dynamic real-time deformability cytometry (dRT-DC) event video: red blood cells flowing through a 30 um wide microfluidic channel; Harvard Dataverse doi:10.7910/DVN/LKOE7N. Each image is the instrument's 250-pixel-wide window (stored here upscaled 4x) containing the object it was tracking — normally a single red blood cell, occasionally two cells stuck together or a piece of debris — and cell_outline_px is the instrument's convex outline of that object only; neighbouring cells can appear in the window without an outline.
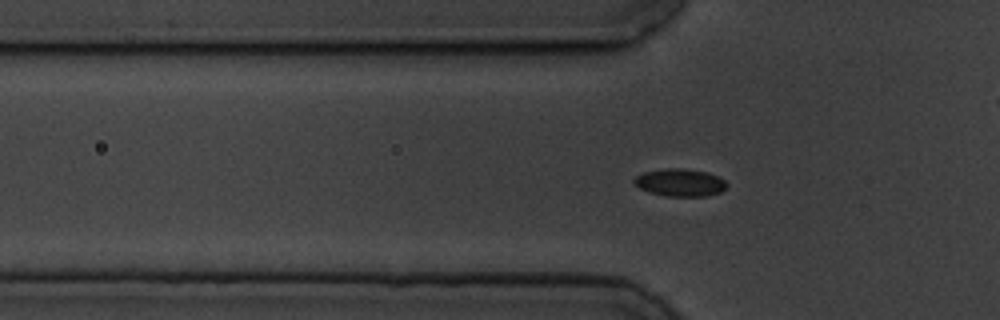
{"species": "common noctule bat (a hibernating species)", "species_latin": "Nyctalus noctula", "temperature_condition": "cold", "stored_images_in_passage": 60, "camera_frame_rate_fps": 3000, "um_per_image_px": 0.085, "animal": {"sex": "male", "body_mass_g": 19.5, "forearm_length_mm": 54.6}, "frame": {"image": 1, "passage_image": 19, "time_ms": 6.0, "image_size_px": [1000, 320], "cell_outline_px": [[728, 184], [720, 192], [708, 196], [664, 196], [648, 192], [632, 184], [632, 180], [636, 176], [644, 172], [668, 168], [680, 168], [708, 172], [724, 180]], "centroid_in_image_um": [57.76, 15.52], "position_along_channel_um": 68.0, "area_um2": 14.91}}
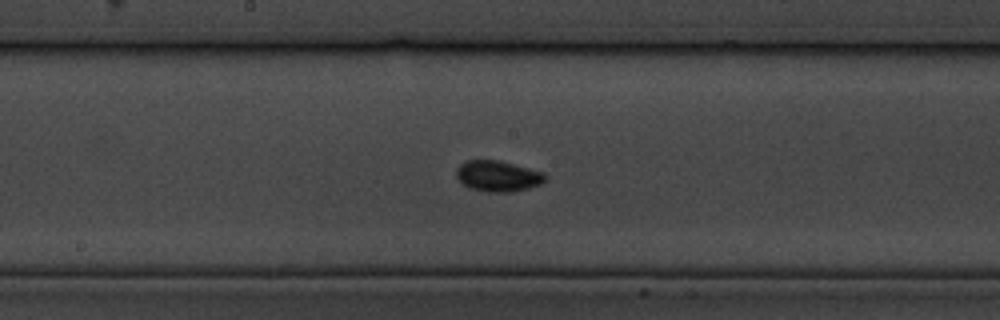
{"frame": {"image": 2, "passage_image": 31, "time_ms": 10.0, "image_size_px": [1000, 320], "cell_outline_px": [[544, 180], [540, 184], [528, 188], [512, 192], [488, 192], [468, 188], [456, 176], [456, 168], [460, 164], [468, 160], [500, 160], [544, 172]], "centroid_in_image_um": [42.3, 14.96], "position_along_channel_um": 205.9, "area_um2": 15.95}}
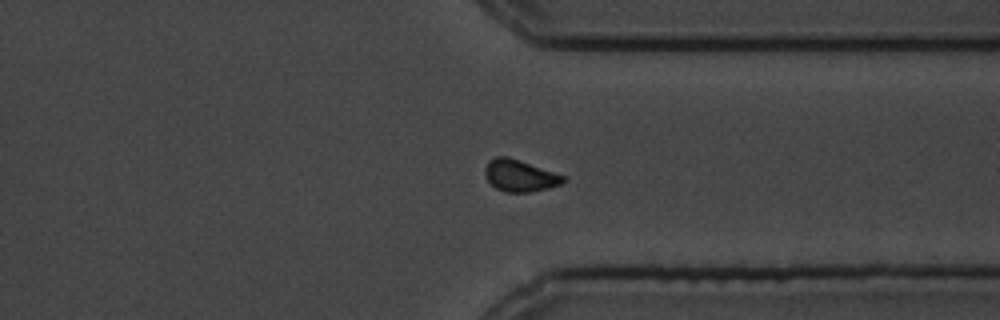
{"frame": {"image": 3, "passage_image": 45, "time_ms": 14.667, "image_size_px": [1000, 320], "cell_outline_px": [[564, 180], [560, 184], [548, 188], [528, 192], [504, 192], [496, 188], [488, 180], [484, 172], [484, 168], [488, 160], [496, 156], [508, 156], [520, 160], [564, 176]], "centroid_in_image_um": [44.13, 14.92], "position_along_channel_um": 367.3, "area_um2": 14.33}, "authors_computed_cell_mechanics": {"area_um2": 14.5078, "velocity_mm_per_s": 3.4624, "shape_relaxation_time_tau1_ms": 1.9133, "shape_relaxation_time_tau2_ms": null, "deformation_change_tau1": 0.0597, "deformation_change_tau2": null}}